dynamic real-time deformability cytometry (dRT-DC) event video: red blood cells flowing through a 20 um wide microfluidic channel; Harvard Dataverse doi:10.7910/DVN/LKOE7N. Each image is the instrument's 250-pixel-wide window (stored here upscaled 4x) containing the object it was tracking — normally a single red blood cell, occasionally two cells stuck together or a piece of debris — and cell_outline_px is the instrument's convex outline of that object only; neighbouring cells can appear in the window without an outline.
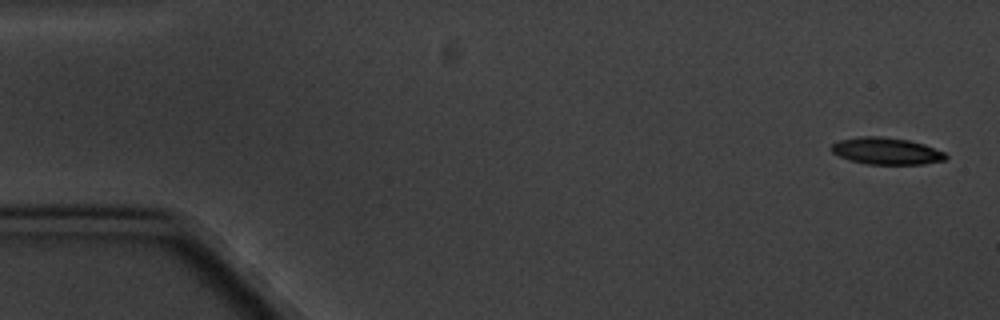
{"species": "common noctule bat (a hibernating species)", "species_latin": "Nyctalus noctula", "temperature_condition": "cold", "stored_images_in_passage": 5, "camera_frame_rate_fps": 3000, "um_per_image_px": 0.085, "animal": {"sex": "male", "body_mass_g": 20.1, "forearm_length_mm": 53.5}, "frame": {"image": 1, "passage_image": 1, "time_ms": 0.0, "image_size_px": [1000, 320], "cell_outline_px": [[948, 156], [944, 160], [924, 164], [868, 164], [852, 160], [840, 156], [832, 152], [832, 144], [840, 140], [860, 136], [880, 136], [908, 140], [924, 144], [944, 152]], "centroid_in_image_um": [75.36, 12.83], "position_along_channel_um": 9.6, "area_um2": 17.69}}